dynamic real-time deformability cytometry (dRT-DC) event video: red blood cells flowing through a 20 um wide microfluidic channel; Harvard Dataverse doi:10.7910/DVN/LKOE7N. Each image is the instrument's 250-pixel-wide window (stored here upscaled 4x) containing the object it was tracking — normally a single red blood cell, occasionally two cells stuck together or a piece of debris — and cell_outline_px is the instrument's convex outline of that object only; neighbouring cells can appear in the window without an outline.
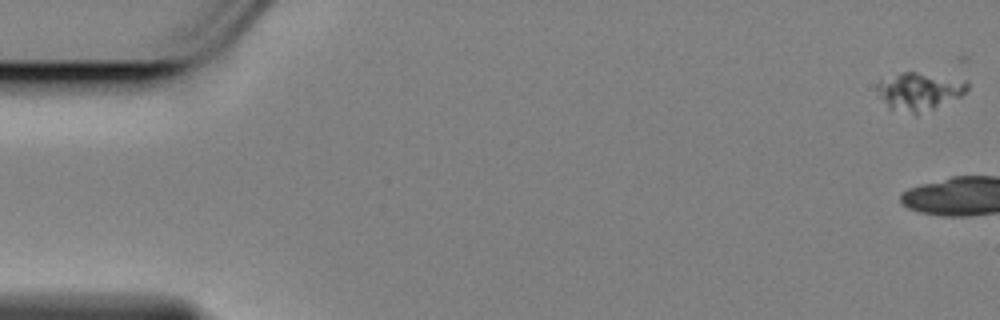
{"species": "Egyptian fruit bat (a non-hibernating species)", "species_latin": "Rousettus aegyptiacus", "temperature_condition": "cold", "stored_images_in_passage": 5, "camera_frame_rate_fps": 3000, "um_per_image_px": 0.085, "animal": {"sex": "female"}, "frame": {"image": 1, "passage_image": 1, "time_ms": 0.0, "image_size_px": [1000, 320], "cell_outline_px": [[968, 88], [960, 96], [916, 116], [888, 108], [876, 96], [876, 84], [880, 80], [900, 72], [916, 72], [968, 80]], "centroid_in_image_um": [78.06, 7.78], "position_along_channel_um": 6.9, "area_um2": 20.29}}